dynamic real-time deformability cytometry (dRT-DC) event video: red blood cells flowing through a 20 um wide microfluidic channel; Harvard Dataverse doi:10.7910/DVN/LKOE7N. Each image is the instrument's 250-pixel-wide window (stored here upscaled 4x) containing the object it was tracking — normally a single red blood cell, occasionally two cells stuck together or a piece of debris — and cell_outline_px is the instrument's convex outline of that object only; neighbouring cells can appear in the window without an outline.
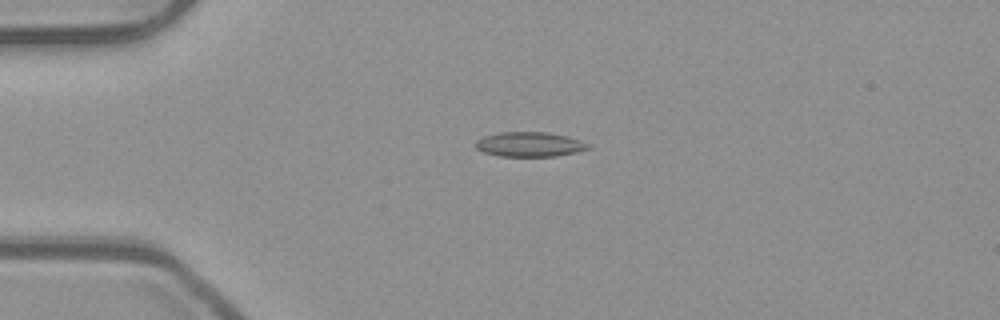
{"species": "common noctule bat (a hibernating species)", "species_latin": "Nyctalus noctula", "temperature_condition": "room temperature", "stored_images_in_passage": 27, "segment_of_instrument_passage": [1, 2], "camera_frame_rate_fps": 3000, "um_per_image_px": 0.085, "animal": {"sex": "male", "body_mass_g": 23.1, "forearm_length_mm": 52.7}, "frame": {"image": 1, "passage_image": 13, "time_ms": 4.0, "image_size_px": [1000, 320], "cell_outline_px": [[592, 148], [576, 152], [556, 156], [500, 156], [484, 152], [476, 148], [476, 140], [484, 136], [500, 132], [548, 132], [568, 136], [580, 140], [588, 144]], "centroid_in_image_um": [45.03, 12.26], "position_along_channel_um": 40.0, "area_um2": 16.18}}
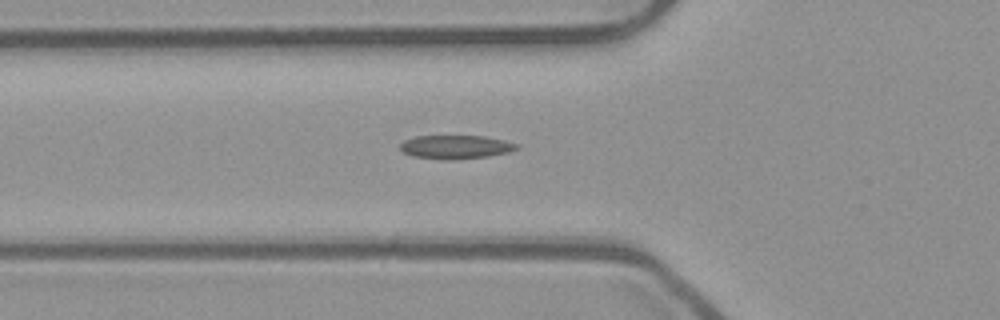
{"frame": {"image": 2, "passage_image": 19, "time_ms": 6.0, "image_size_px": [1000, 320], "cell_outline_px": [[520, 148], [508, 152], [488, 156], [452, 160], [444, 160], [412, 156], [404, 152], [400, 148], [400, 144], [404, 140], [416, 136], [484, 136], [504, 140], [520, 144]], "centroid_in_image_um": [38.75, 12.49], "position_along_channel_um": 87.0, "area_um2": 16.13}}
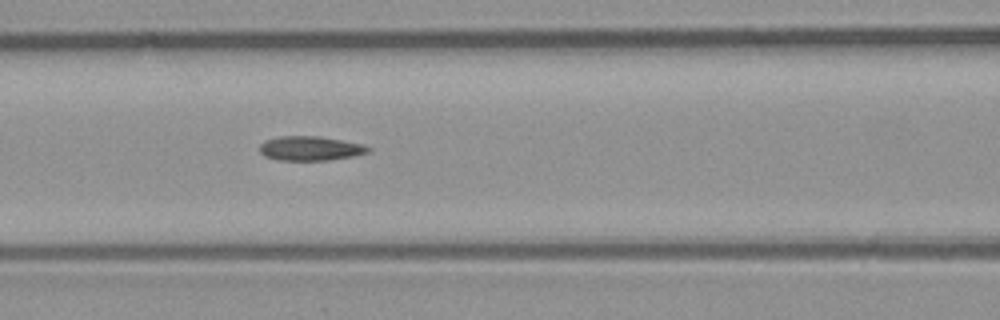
{"frame": {"image": 3, "passage_image": 23, "time_ms": 7.333, "image_size_px": [1000, 320], "cell_outline_px": [[372, 148], [368, 152], [352, 156], [328, 160], [276, 160], [264, 156], [260, 152], [260, 144], [264, 140], [280, 136], [320, 136], [364, 144]], "centroid_in_image_um": [26.36, 12.61], "position_along_channel_um": 140.2, "area_um2": 15.49}}